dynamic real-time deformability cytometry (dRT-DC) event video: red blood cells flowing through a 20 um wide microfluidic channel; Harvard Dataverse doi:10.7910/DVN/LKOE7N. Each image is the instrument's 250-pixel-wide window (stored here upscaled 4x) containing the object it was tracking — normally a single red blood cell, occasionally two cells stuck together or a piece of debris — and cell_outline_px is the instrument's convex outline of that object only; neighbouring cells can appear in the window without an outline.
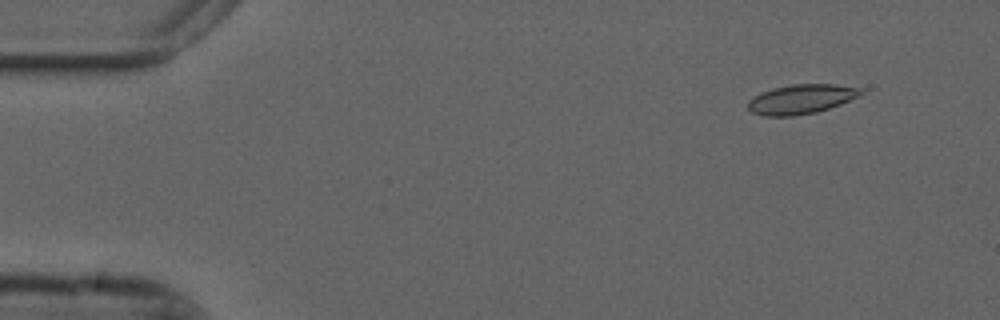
{"species": "common noctule bat (a hibernating species)", "species_latin": "Nyctalus noctula", "temperature_condition": "cold", "stored_images_in_passage": 46, "camera_frame_rate_fps": 3000, "um_per_image_px": 0.085, "animal": {"sex": "male", "forearm_length_mm": 52.5}, "frame": {"image": 1, "passage_image": 1, "time_ms": 0.0, "image_size_px": [1000, 320], "cell_outline_px": [[864, 92], [860, 96], [840, 104], [816, 112], [792, 116], [764, 116], [752, 112], [748, 108], [748, 100], [760, 92], [772, 88], [792, 84], [836, 84], [864, 88]], "centroid_in_image_um": [68.12, 8.41], "position_along_channel_um": 16.9, "area_um2": 19.54}}
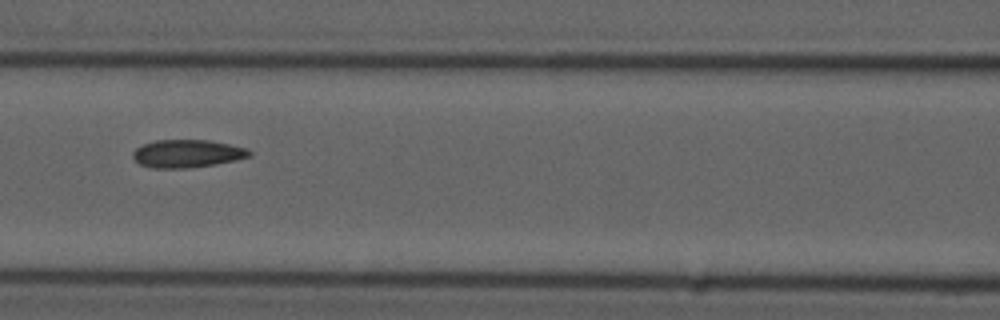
{"frame": {"image": 2, "passage_image": 20, "time_ms": 6.333, "image_size_px": [1000, 320], "cell_outline_px": [[252, 156], [236, 160], [216, 164], [184, 168], [152, 168], [140, 164], [132, 156], [132, 152], [136, 148], [144, 144], [156, 140], [208, 140], [248, 148], [252, 152]], "centroid_in_image_um": [15.93, 13.05], "position_along_channel_um": 150.7, "area_um2": 18.9}}
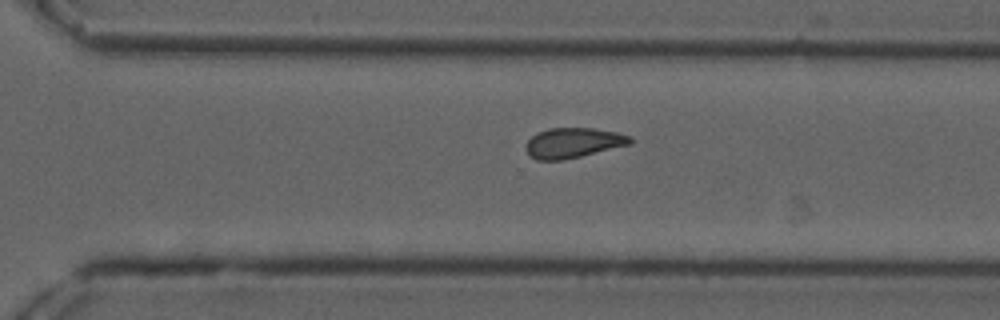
{"frame": {"image": 3, "passage_image": 34, "time_ms": 11.0, "image_size_px": [1000, 320], "cell_outline_px": [[632, 144], [564, 160], [536, 160], [528, 156], [524, 148], [524, 144], [536, 132], [548, 128], [592, 128], [616, 132], [632, 136]], "centroid_in_image_um": [48.68, 12.15], "position_along_channel_um": 321.9, "area_um2": 18.61}, "authors_computed_cell_mechanics": {"area_um2": 18.6116, "velocity_mm_per_s": 3.6854, "shape_relaxation_time_tau1_ms": null, "shape_relaxation_time_tau2_ms": 3.2148, "deformation_change_tau1": null, "deformation_change_tau2": 0.0851}}